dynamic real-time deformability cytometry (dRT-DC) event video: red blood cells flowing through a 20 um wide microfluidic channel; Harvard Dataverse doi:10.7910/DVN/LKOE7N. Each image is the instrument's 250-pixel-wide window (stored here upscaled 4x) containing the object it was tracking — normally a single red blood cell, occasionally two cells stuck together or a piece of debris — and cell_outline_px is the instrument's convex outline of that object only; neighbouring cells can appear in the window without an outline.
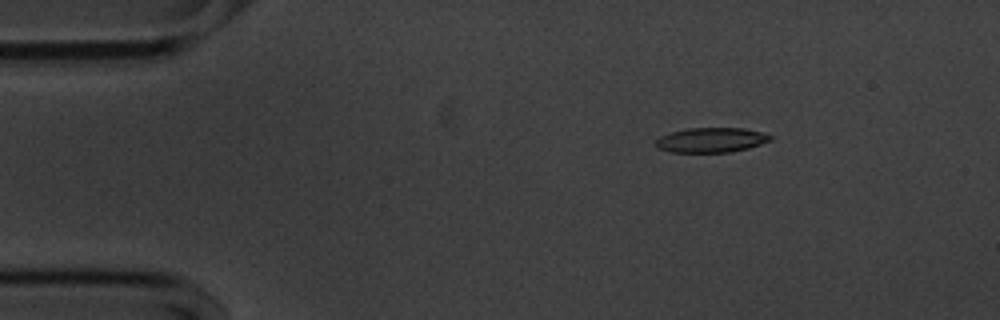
{"species": "common noctule bat (a hibernating species)", "species_latin": "Nyctalus noctula", "temperature_condition": "cold", "stored_images_in_passage": 48, "camera_frame_rate_fps": 3000, "um_per_image_px": 0.085, "animal": {"sex": "male", "body_mass_g": 20.1, "forearm_length_mm": 53.5}, "frame": {"image": 1, "passage_image": 1, "time_ms": 0.0, "image_size_px": [1000, 320], "cell_outline_px": [[772, 140], [748, 148], [728, 152], [672, 152], [656, 148], [656, 140], [660, 136], [672, 132], [688, 128], [744, 128], [764, 132], [772, 136]], "centroid_in_image_um": [60.47, 11.9], "position_along_channel_um": 24.5, "area_um2": 16.53}}
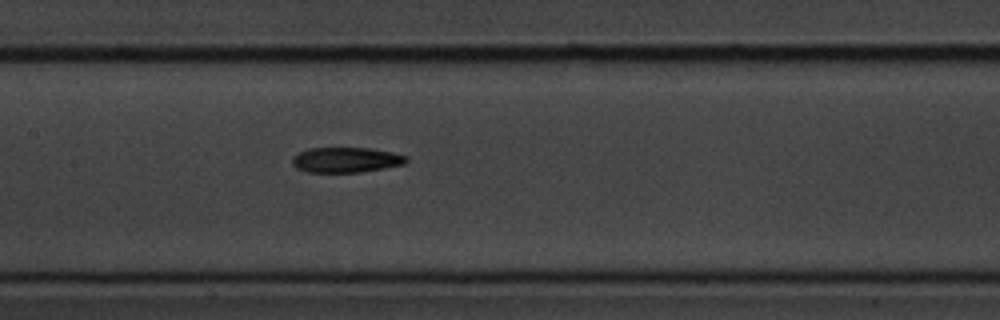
{"frame": {"image": 2, "passage_image": 19, "time_ms": 6.0, "image_size_px": [1000, 320], "cell_outline_px": [[408, 160], [404, 164], [384, 168], [360, 172], [308, 172], [296, 168], [292, 164], [292, 156], [308, 148], [372, 148], [392, 152], [408, 156]], "centroid_in_image_um": [29.41, 13.58], "position_along_channel_um": 178.0, "area_um2": 16.82}}
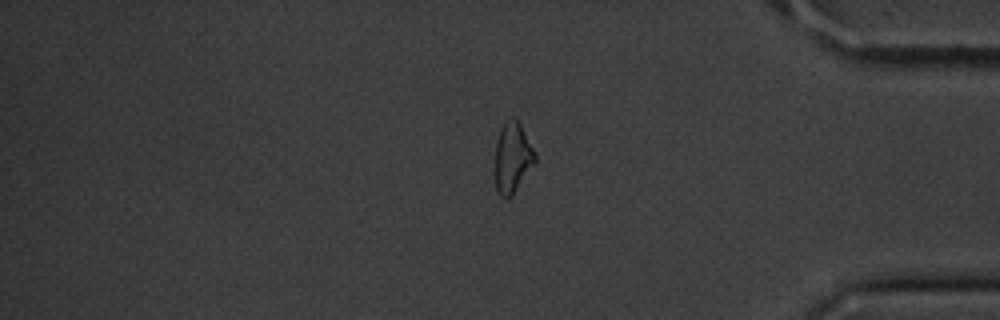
{"frame": {"image": 3, "passage_image": 39, "time_ms": 12.667, "image_size_px": [1000, 320], "cell_outline_px": [[536, 164], [512, 196], [508, 200], [504, 200], [496, 192], [496, 140], [500, 128], [512, 116], [520, 124], [536, 152]], "centroid_in_image_um": [43.59, 13.46], "position_along_channel_um": 391.6, "area_um2": 16.7}, "authors_computed_cell_mechanics": {"area_um2": 17.1666, "velocity_mm_per_s": 3.59, "shape_relaxation_time_tau1_ms": 4.9912, "shape_relaxation_time_tau2_ms": 8.0379, "deformation_change_tau1": 0.193, "deformation_change_tau2": 0.1923}}